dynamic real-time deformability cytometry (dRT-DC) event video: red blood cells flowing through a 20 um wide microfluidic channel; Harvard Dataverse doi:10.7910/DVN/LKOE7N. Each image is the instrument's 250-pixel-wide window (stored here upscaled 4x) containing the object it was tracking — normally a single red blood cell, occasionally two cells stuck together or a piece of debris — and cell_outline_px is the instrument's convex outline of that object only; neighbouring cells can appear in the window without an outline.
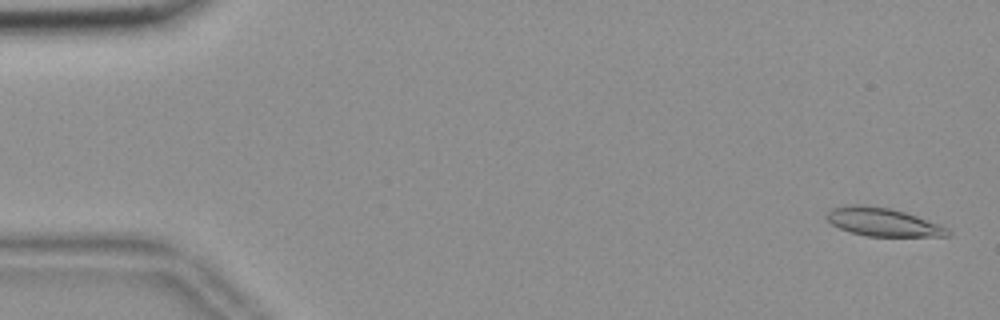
{"species": "common noctule bat (a hibernating species)", "species_latin": "Nyctalus noctula", "temperature_condition": "room temperature", "stored_images_in_passage": 56, "camera_frame_rate_fps": 3000, "um_per_image_px": 0.085, "animal": {"sex": "female", "body_mass_g": 18.4}, "frame": {"image": 1, "passage_image": 2, "time_ms": 0.333, "image_size_px": [1000, 320], "cell_outline_px": [[952, 232], [948, 236], [868, 236], [852, 232], [840, 228], [832, 224], [824, 216], [832, 208], [852, 204], [864, 204], [888, 208], [904, 212], [916, 216], [948, 228]], "centroid_in_image_um": [75.02, 18.87], "position_along_channel_um": 10.0, "area_um2": 19.71}}
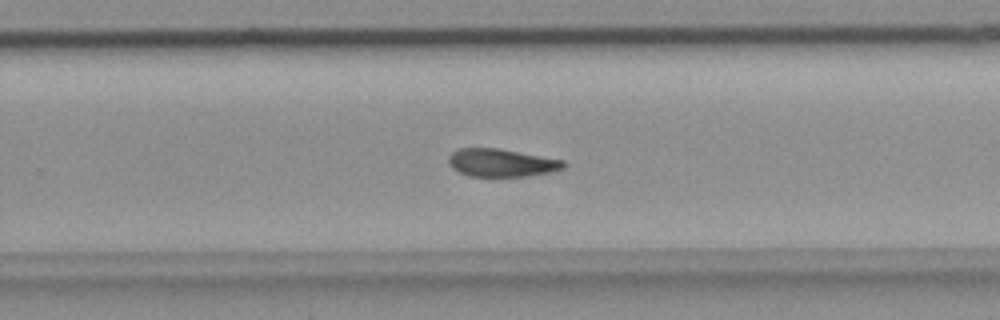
{"frame": {"image": 2, "passage_image": 36, "time_ms": 11.667, "image_size_px": [1000, 320], "cell_outline_px": [[568, 164], [564, 168], [548, 172], [524, 176], [468, 176], [452, 168], [448, 164], [448, 156], [452, 152], [460, 148], [500, 148], [564, 160]], "centroid_in_image_um": [42.61, 13.82], "position_along_channel_um": 287.2, "area_um2": 18.73}}
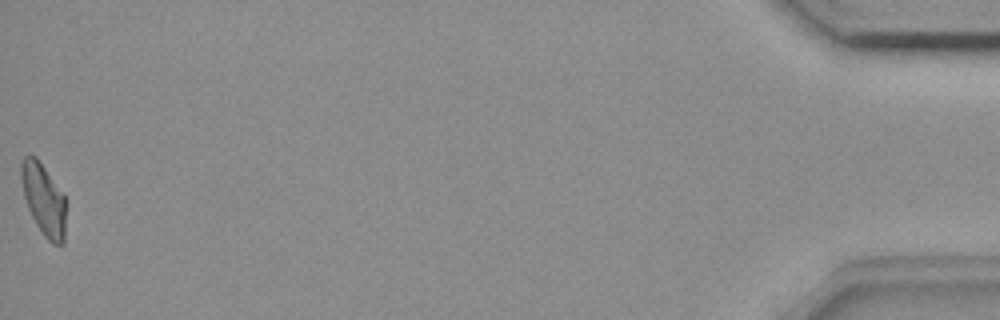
{"frame": {"image": 3, "passage_image": 56, "time_ms": 18.333, "image_size_px": [1000, 320], "cell_outline_px": [[68, 204], [64, 244], [52, 244], [44, 236], [36, 224], [28, 208], [24, 196], [20, 176], [20, 164], [24, 156], [36, 156], [64, 196]], "centroid_in_image_um": [3.74, 17.0], "position_along_channel_um": 431.5, "area_um2": 18.96}, "authors_computed_cell_mechanics": {"area_um2": 19.5942, "velocity_mm_per_s": 3.6505, "shape_relaxation_time_tau1_ms": null, "shape_relaxation_time_tau2_ms": 4.0095, "deformation_change_tau1": null, "deformation_change_tau2": 0.1105}}